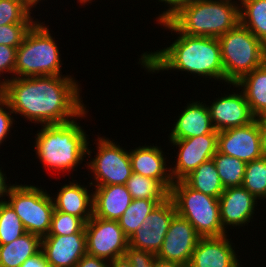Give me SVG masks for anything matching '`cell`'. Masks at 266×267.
<instances>
[{"label":"cell","instance_id":"obj_43","mask_svg":"<svg viewBox=\"0 0 266 267\" xmlns=\"http://www.w3.org/2000/svg\"><path fill=\"white\" fill-rule=\"evenodd\" d=\"M154 267H180L179 263L158 259L154 260Z\"/></svg>","mask_w":266,"mask_h":267},{"label":"cell","instance_id":"obj_33","mask_svg":"<svg viewBox=\"0 0 266 267\" xmlns=\"http://www.w3.org/2000/svg\"><path fill=\"white\" fill-rule=\"evenodd\" d=\"M84 227L85 222L81 218L54 209L48 235H71Z\"/></svg>","mask_w":266,"mask_h":267},{"label":"cell","instance_id":"obj_45","mask_svg":"<svg viewBox=\"0 0 266 267\" xmlns=\"http://www.w3.org/2000/svg\"><path fill=\"white\" fill-rule=\"evenodd\" d=\"M78 1H79L80 4L85 5V4H87V2L91 3V1H93V0H78Z\"/></svg>","mask_w":266,"mask_h":267},{"label":"cell","instance_id":"obj_1","mask_svg":"<svg viewBox=\"0 0 266 267\" xmlns=\"http://www.w3.org/2000/svg\"><path fill=\"white\" fill-rule=\"evenodd\" d=\"M7 77V79H6ZM0 80V96L31 123L58 124L86 117L79 83L71 75Z\"/></svg>","mask_w":266,"mask_h":267},{"label":"cell","instance_id":"obj_10","mask_svg":"<svg viewBox=\"0 0 266 267\" xmlns=\"http://www.w3.org/2000/svg\"><path fill=\"white\" fill-rule=\"evenodd\" d=\"M87 254L112 261L123 256L129 246L128 238L117 220L92 216L85 223Z\"/></svg>","mask_w":266,"mask_h":267},{"label":"cell","instance_id":"obj_9","mask_svg":"<svg viewBox=\"0 0 266 267\" xmlns=\"http://www.w3.org/2000/svg\"><path fill=\"white\" fill-rule=\"evenodd\" d=\"M95 141L97 152H94L95 156L89 164H85L94 176L89 187L125 185L133 173L129 151L104 136H98Z\"/></svg>","mask_w":266,"mask_h":267},{"label":"cell","instance_id":"obj_5","mask_svg":"<svg viewBox=\"0 0 266 267\" xmlns=\"http://www.w3.org/2000/svg\"><path fill=\"white\" fill-rule=\"evenodd\" d=\"M39 20L16 51L14 78L61 76V54L48 26Z\"/></svg>","mask_w":266,"mask_h":267},{"label":"cell","instance_id":"obj_34","mask_svg":"<svg viewBox=\"0 0 266 267\" xmlns=\"http://www.w3.org/2000/svg\"><path fill=\"white\" fill-rule=\"evenodd\" d=\"M156 255L128 246L125 255L110 261V267H154Z\"/></svg>","mask_w":266,"mask_h":267},{"label":"cell","instance_id":"obj_21","mask_svg":"<svg viewBox=\"0 0 266 267\" xmlns=\"http://www.w3.org/2000/svg\"><path fill=\"white\" fill-rule=\"evenodd\" d=\"M93 216L105 220H118L132 202L126 185L94 186Z\"/></svg>","mask_w":266,"mask_h":267},{"label":"cell","instance_id":"obj_28","mask_svg":"<svg viewBox=\"0 0 266 267\" xmlns=\"http://www.w3.org/2000/svg\"><path fill=\"white\" fill-rule=\"evenodd\" d=\"M212 159L224 189L242 186L246 162L220 153L218 150Z\"/></svg>","mask_w":266,"mask_h":267},{"label":"cell","instance_id":"obj_15","mask_svg":"<svg viewBox=\"0 0 266 267\" xmlns=\"http://www.w3.org/2000/svg\"><path fill=\"white\" fill-rule=\"evenodd\" d=\"M200 238L193 225L187 219L176 214L156 257L179 264L190 263L192 253Z\"/></svg>","mask_w":266,"mask_h":267},{"label":"cell","instance_id":"obj_12","mask_svg":"<svg viewBox=\"0 0 266 267\" xmlns=\"http://www.w3.org/2000/svg\"><path fill=\"white\" fill-rule=\"evenodd\" d=\"M176 214L175 205L170 197L159 203L128 239L129 246L157 255Z\"/></svg>","mask_w":266,"mask_h":267},{"label":"cell","instance_id":"obj_41","mask_svg":"<svg viewBox=\"0 0 266 267\" xmlns=\"http://www.w3.org/2000/svg\"><path fill=\"white\" fill-rule=\"evenodd\" d=\"M1 169L2 168H0V203L6 202L7 199L5 197H8L10 189L14 186V184L11 185V183L6 184L7 177L5 176L6 174L2 172Z\"/></svg>","mask_w":266,"mask_h":267},{"label":"cell","instance_id":"obj_16","mask_svg":"<svg viewBox=\"0 0 266 267\" xmlns=\"http://www.w3.org/2000/svg\"><path fill=\"white\" fill-rule=\"evenodd\" d=\"M41 250L50 267H76L87 254L85 227L71 235H46Z\"/></svg>","mask_w":266,"mask_h":267},{"label":"cell","instance_id":"obj_24","mask_svg":"<svg viewBox=\"0 0 266 267\" xmlns=\"http://www.w3.org/2000/svg\"><path fill=\"white\" fill-rule=\"evenodd\" d=\"M41 240L40 236L26 232L9 244L0 245V267H20L41 250Z\"/></svg>","mask_w":266,"mask_h":267},{"label":"cell","instance_id":"obj_19","mask_svg":"<svg viewBox=\"0 0 266 267\" xmlns=\"http://www.w3.org/2000/svg\"><path fill=\"white\" fill-rule=\"evenodd\" d=\"M130 150L129 157L133 172L160 181L170 191L173 184L170 174L171 165L168 166L167 157L162 148L145 144Z\"/></svg>","mask_w":266,"mask_h":267},{"label":"cell","instance_id":"obj_20","mask_svg":"<svg viewBox=\"0 0 266 267\" xmlns=\"http://www.w3.org/2000/svg\"><path fill=\"white\" fill-rule=\"evenodd\" d=\"M192 102V103H191ZM190 101L173 124L168 139H188L214 131L206 103Z\"/></svg>","mask_w":266,"mask_h":267},{"label":"cell","instance_id":"obj_13","mask_svg":"<svg viewBox=\"0 0 266 267\" xmlns=\"http://www.w3.org/2000/svg\"><path fill=\"white\" fill-rule=\"evenodd\" d=\"M217 150L246 163L263 157L259 119L218 132Z\"/></svg>","mask_w":266,"mask_h":267},{"label":"cell","instance_id":"obj_35","mask_svg":"<svg viewBox=\"0 0 266 267\" xmlns=\"http://www.w3.org/2000/svg\"><path fill=\"white\" fill-rule=\"evenodd\" d=\"M35 23L0 25V44L18 47Z\"/></svg>","mask_w":266,"mask_h":267},{"label":"cell","instance_id":"obj_38","mask_svg":"<svg viewBox=\"0 0 266 267\" xmlns=\"http://www.w3.org/2000/svg\"><path fill=\"white\" fill-rule=\"evenodd\" d=\"M194 0H158V2L165 3L169 8L164 10L163 13L159 14L156 17L157 23L168 21L171 17H173L181 8L187 6Z\"/></svg>","mask_w":266,"mask_h":267},{"label":"cell","instance_id":"obj_2","mask_svg":"<svg viewBox=\"0 0 266 267\" xmlns=\"http://www.w3.org/2000/svg\"><path fill=\"white\" fill-rule=\"evenodd\" d=\"M171 34H179L169 47L144 52L139 63L149 73L177 70L225 82L221 48L218 38L190 36L180 33L169 21L158 23ZM173 31V32H172ZM148 52V53H147Z\"/></svg>","mask_w":266,"mask_h":267},{"label":"cell","instance_id":"obj_30","mask_svg":"<svg viewBox=\"0 0 266 267\" xmlns=\"http://www.w3.org/2000/svg\"><path fill=\"white\" fill-rule=\"evenodd\" d=\"M242 187L257 199H266V157L246 163Z\"/></svg>","mask_w":266,"mask_h":267},{"label":"cell","instance_id":"obj_32","mask_svg":"<svg viewBox=\"0 0 266 267\" xmlns=\"http://www.w3.org/2000/svg\"><path fill=\"white\" fill-rule=\"evenodd\" d=\"M25 0H0V25L13 23H36L33 10Z\"/></svg>","mask_w":266,"mask_h":267},{"label":"cell","instance_id":"obj_26","mask_svg":"<svg viewBox=\"0 0 266 267\" xmlns=\"http://www.w3.org/2000/svg\"><path fill=\"white\" fill-rule=\"evenodd\" d=\"M240 24L266 45V0H241Z\"/></svg>","mask_w":266,"mask_h":267},{"label":"cell","instance_id":"obj_22","mask_svg":"<svg viewBox=\"0 0 266 267\" xmlns=\"http://www.w3.org/2000/svg\"><path fill=\"white\" fill-rule=\"evenodd\" d=\"M72 181L61 186L56 198L52 197L54 209L77 216L86 223L93 216V192L73 178Z\"/></svg>","mask_w":266,"mask_h":267},{"label":"cell","instance_id":"obj_17","mask_svg":"<svg viewBox=\"0 0 266 267\" xmlns=\"http://www.w3.org/2000/svg\"><path fill=\"white\" fill-rule=\"evenodd\" d=\"M258 202V199L242 186L226 188L219 197L220 219L224 230L238 226L239 229L240 226L244 227L252 222Z\"/></svg>","mask_w":266,"mask_h":267},{"label":"cell","instance_id":"obj_18","mask_svg":"<svg viewBox=\"0 0 266 267\" xmlns=\"http://www.w3.org/2000/svg\"><path fill=\"white\" fill-rule=\"evenodd\" d=\"M227 237V234L201 237L192 253L190 263L194 267H241V261L232 247L233 243Z\"/></svg>","mask_w":266,"mask_h":267},{"label":"cell","instance_id":"obj_6","mask_svg":"<svg viewBox=\"0 0 266 267\" xmlns=\"http://www.w3.org/2000/svg\"><path fill=\"white\" fill-rule=\"evenodd\" d=\"M225 85L235 84L244 75L266 62V45L240 23L219 38Z\"/></svg>","mask_w":266,"mask_h":267},{"label":"cell","instance_id":"obj_11","mask_svg":"<svg viewBox=\"0 0 266 267\" xmlns=\"http://www.w3.org/2000/svg\"><path fill=\"white\" fill-rule=\"evenodd\" d=\"M179 151L174 167H170L173 182L181 181L217 152L218 131L188 139H169Z\"/></svg>","mask_w":266,"mask_h":267},{"label":"cell","instance_id":"obj_36","mask_svg":"<svg viewBox=\"0 0 266 267\" xmlns=\"http://www.w3.org/2000/svg\"><path fill=\"white\" fill-rule=\"evenodd\" d=\"M17 48L0 44V77L3 73H12L10 79L14 78Z\"/></svg>","mask_w":266,"mask_h":267},{"label":"cell","instance_id":"obj_37","mask_svg":"<svg viewBox=\"0 0 266 267\" xmlns=\"http://www.w3.org/2000/svg\"><path fill=\"white\" fill-rule=\"evenodd\" d=\"M13 114L9 104L0 96V146L9 135L10 129H12L15 119L11 116Z\"/></svg>","mask_w":266,"mask_h":267},{"label":"cell","instance_id":"obj_27","mask_svg":"<svg viewBox=\"0 0 266 267\" xmlns=\"http://www.w3.org/2000/svg\"><path fill=\"white\" fill-rule=\"evenodd\" d=\"M166 199H132L131 204L117 220L125 236L129 239L141 227L152 210Z\"/></svg>","mask_w":266,"mask_h":267},{"label":"cell","instance_id":"obj_44","mask_svg":"<svg viewBox=\"0 0 266 267\" xmlns=\"http://www.w3.org/2000/svg\"><path fill=\"white\" fill-rule=\"evenodd\" d=\"M30 6H32L33 8L36 7V5L43 0H25Z\"/></svg>","mask_w":266,"mask_h":267},{"label":"cell","instance_id":"obj_39","mask_svg":"<svg viewBox=\"0 0 266 267\" xmlns=\"http://www.w3.org/2000/svg\"><path fill=\"white\" fill-rule=\"evenodd\" d=\"M76 267H110V262L95 256L85 254Z\"/></svg>","mask_w":266,"mask_h":267},{"label":"cell","instance_id":"obj_47","mask_svg":"<svg viewBox=\"0 0 266 267\" xmlns=\"http://www.w3.org/2000/svg\"><path fill=\"white\" fill-rule=\"evenodd\" d=\"M219 1H229V2H233V3H237V0L236 1H234V0L233 1L232 0H219ZM239 1L241 2V0H238V2Z\"/></svg>","mask_w":266,"mask_h":267},{"label":"cell","instance_id":"obj_7","mask_svg":"<svg viewBox=\"0 0 266 267\" xmlns=\"http://www.w3.org/2000/svg\"><path fill=\"white\" fill-rule=\"evenodd\" d=\"M169 197L176 213L187 219L200 237H217L227 234L220 219L219 198L189 187L183 180L173 182Z\"/></svg>","mask_w":266,"mask_h":267},{"label":"cell","instance_id":"obj_40","mask_svg":"<svg viewBox=\"0 0 266 267\" xmlns=\"http://www.w3.org/2000/svg\"><path fill=\"white\" fill-rule=\"evenodd\" d=\"M20 267H50V265L46 261L42 250H40L37 254L26 259Z\"/></svg>","mask_w":266,"mask_h":267},{"label":"cell","instance_id":"obj_31","mask_svg":"<svg viewBox=\"0 0 266 267\" xmlns=\"http://www.w3.org/2000/svg\"><path fill=\"white\" fill-rule=\"evenodd\" d=\"M26 233L20 217L7 203H0V245H6Z\"/></svg>","mask_w":266,"mask_h":267},{"label":"cell","instance_id":"obj_23","mask_svg":"<svg viewBox=\"0 0 266 267\" xmlns=\"http://www.w3.org/2000/svg\"><path fill=\"white\" fill-rule=\"evenodd\" d=\"M241 87L255 118L266 116V62L235 83Z\"/></svg>","mask_w":266,"mask_h":267},{"label":"cell","instance_id":"obj_29","mask_svg":"<svg viewBox=\"0 0 266 267\" xmlns=\"http://www.w3.org/2000/svg\"><path fill=\"white\" fill-rule=\"evenodd\" d=\"M125 185L132 199H167L170 194L160 181L134 172Z\"/></svg>","mask_w":266,"mask_h":267},{"label":"cell","instance_id":"obj_8","mask_svg":"<svg viewBox=\"0 0 266 267\" xmlns=\"http://www.w3.org/2000/svg\"><path fill=\"white\" fill-rule=\"evenodd\" d=\"M7 199L6 202L20 217L26 232L41 238L48 235L54 203L47 190L31 184L17 185L15 182Z\"/></svg>","mask_w":266,"mask_h":267},{"label":"cell","instance_id":"obj_46","mask_svg":"<svg viewBox=\"0 0 266 267\" xmlns=\"http://www.w3.org/2000/svg\"><path fill=\"white\" fill-rule=\"evenodd\" d=\"M180 267H194L191 263L180 264Z\"/></svg>","mask_w":266,"mask_h":267},{"label":"cell","instance_id":"obj_3","mask_svg":"<svg viewBox=\"0 0 266 267\" xmlns=\"http://www.w3.org/2000/svg\"><path fill=\"white\" fill-rule=\"evenodd\" d=\"M77 119L65 123L41 125L37 131L34 151L43 167L58 172L76 171L84 158L91 156L87 134Z\"/></svg>","mask_w":266,"mask_h":267},{"label":"cell","instance_id":"obj_42","mask_svg":"<svg viewBox=\"0 0 266 267\" xmlns=\"http://www.w3.org/2000/svg\"><path fill=\"white\" fill-rule=\"evenodd\" d=\"M258 119L261 133L262 152L263 156L266 157V116L260 117Z\"/></svg>","mask_w":266,"mask_h":267},{"label":"cell","instance_id":"obj_14","mask_svg":"<svg viewBox=\"0 0 266 267\" xmlns=\"http://www.w3.org/2000/svg\"><path fill=\"white\" fill-rule=\"evenodd\" d=\"M230 85L239 88L237 92L218 96L213 102L210 101L211 105H207L212 126L218 132L247 125L255 119L243 91L239 93L240 87L236 84Z\"/></svg>","mask_w":266,"mask_h":267},{"label":"cell","instance_id":"obj_25","mask_svg":"<svg viewBox=\"0 0 266 267\" xmlns=\"http://www.w3.org/2000/svg\"><path fill=\"white\" fill-rule=\"evenodd\" d=\"M183 181L189 187L215 198H219L225 190L213 159L202 163Z\"/></svg>","mask_w":266,"mask_h":267},{"label":"cell","instance_id":"obj_4","mask_svg":"<svg viewBox=\"0 0 266 267\" xmlns=\"http://www.w3.org/2000/svg\"><path fill=\"white\" fill-rule=\"evenodd\" d=\"M168 21L180 33L219 38L240 23L239 4L219 0H194Z\"/></svg>","mask_w":266,"mask_h":267}]
</instances>
